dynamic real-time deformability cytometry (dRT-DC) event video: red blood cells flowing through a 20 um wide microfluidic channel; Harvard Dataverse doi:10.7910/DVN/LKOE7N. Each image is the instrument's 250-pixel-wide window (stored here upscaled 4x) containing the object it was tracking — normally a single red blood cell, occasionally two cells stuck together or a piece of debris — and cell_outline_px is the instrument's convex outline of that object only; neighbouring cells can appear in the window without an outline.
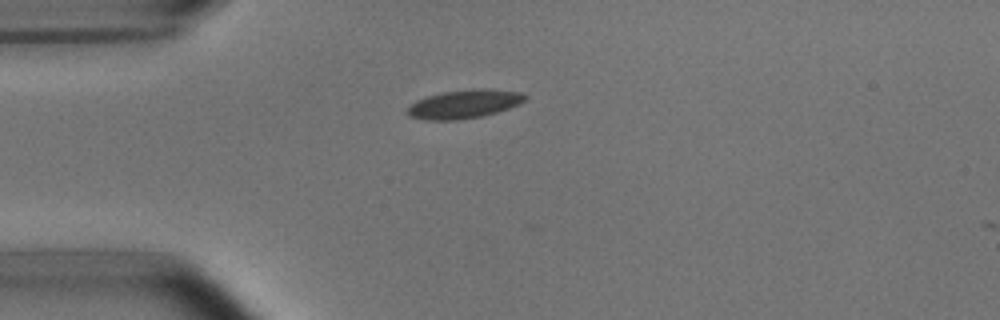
{"species": "common noctule bat (a hibernating species)", "species_latin": "Nyctalus noctula", "temperature_condition": "room temperature", "stored_images_in_passage": 6, "camera_frame_rate_fps": 3000, "um_per_image_px": 0.085, "animal": {"sex": "male", "body_mass_g": 15.6}, "frame": {"image": 1, "passage_image": 3, "time_ms": 2.333, "image_size_px": [1000, 320], "cell_outline_px": [[528, 96], [520, 104], [496, 112], [480, 116], [456, 120], [424, 120], [408, 116], [404, 112], [416, 100], [428, 96], [444, 92], [472, 88], [488, 88], [520, 92]], "centroid_in_image_um": [39.44, 8.84], "position_along_channel_um": 45.6, "area_um2": 19.65}}
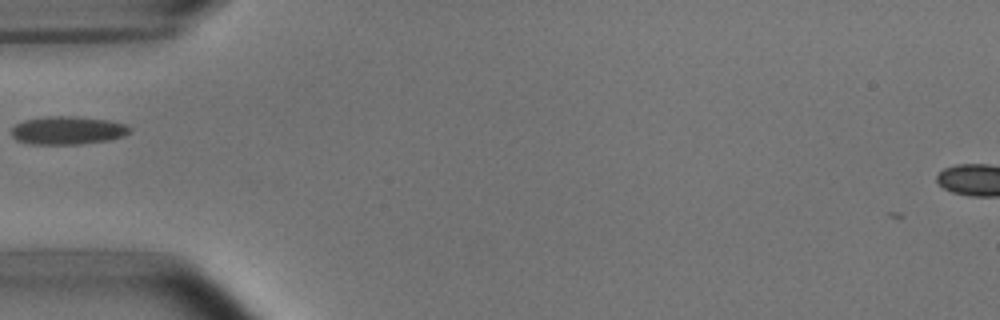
{"frame": {"image": 2, "passage_image": 4, "time_ms": 3.667, "image_size_px": [1000, 320], "cell_outline_px": [[132, 132], [124, 136], [108, 140], [80, 144], [28, 144], [16, 140], [12, 136], [12, 128], [16, 124], [24, 120], [44, 116], [72, 116], [108, 120], [124, 124], [132, 128]], "centroid_in_image_um": [5.75, 11.08], "position_along_channel_um": 79.2, "area_um2": 19.54}}
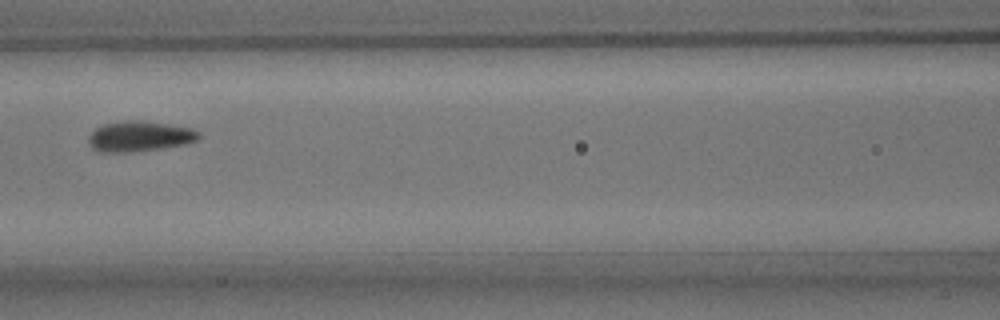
{"frame": {"image": 3, "passage_image": 6, "time_ms": 5.667, "image_size_px": [1000, 320], "cell_outline_px": [[200, 136], [196, 140], [184, 144], [160, 148], [128, 152], [100, 152], [92, 148], [88, 144], [88, 136], [96, 128], [104, 124], [124, 120], [144, 120], [192, 128], [200, 132]], "centroid_in_image_um": [11.83, 11.57], "position_along_channel_um": 154.8, "area_um2": 19.54}}